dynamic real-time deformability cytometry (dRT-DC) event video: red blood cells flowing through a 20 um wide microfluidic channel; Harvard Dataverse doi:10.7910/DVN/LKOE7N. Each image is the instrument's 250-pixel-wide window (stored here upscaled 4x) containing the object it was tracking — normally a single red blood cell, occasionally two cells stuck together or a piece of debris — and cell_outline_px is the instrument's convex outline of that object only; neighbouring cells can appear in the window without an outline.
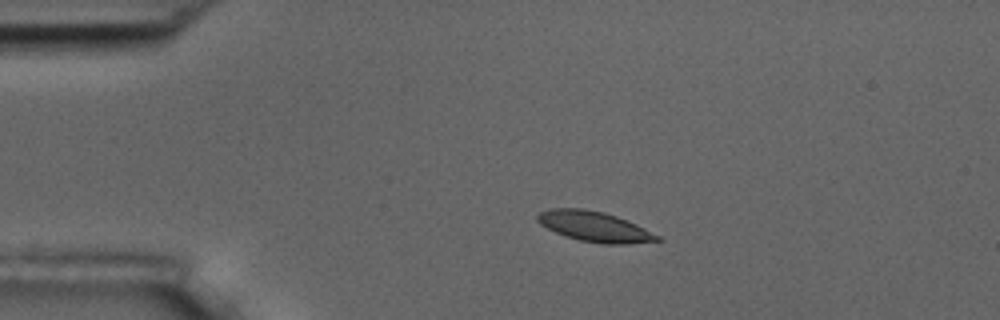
{"species": "common noctule bat (a hibernating species)", "species_latin": "Nyctalus noctula", "temperature_condition": "room temperature", "stored_images_in_passage": 5, "camera_frame_rate_fps": 3000, "um_per_image_px": 0.085, "animal": {"sex": "male", "body_mass_g": 17.5, "forearm_length_mm": 52.3}, "frame": {"image": 1, "passage_image": 3, "time_ms": 2.333, "image_size_px": [1000, 320], "cell_outline_px": [[664, 240], [628, 244], [600, 244], [580, 240], [564, 236], [540, 224], [536, 220], [536, 216], [540, 212], [552, 208], [584, 208], [604, 212], [616, 216], [636, 224], [660, 236]], "centroid_in_image_um": [50.54, 19.26], "position_along_channel_um": 34.5, "area_um2": 21.15}}
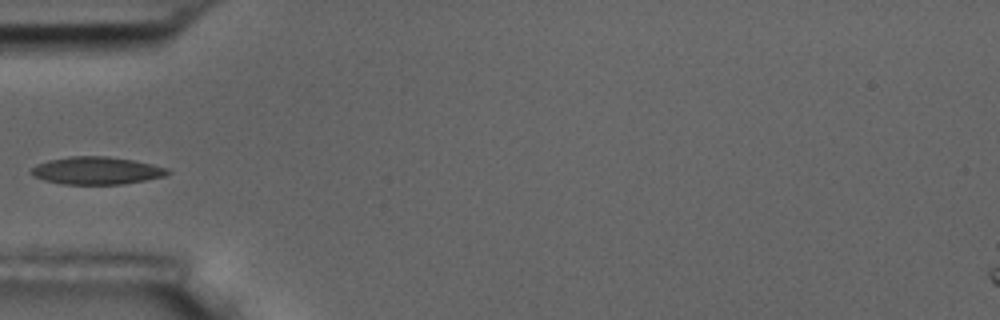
{"frame": {"image": 2, "passage_image": 5, "time_ms": 4.667, "image_size_px": [1000, 320], "cell_outline_px": [[172, 172], [164, 176], [124, 184], [64, 184], [44, 180], [32, 176], [28, 172], [36, 164], [48, 160], [68, 156], [108, 156], [132, 160], [152, 164], [168, 168]], "centroid_in_image_um": [8.18, 14.49], "position_along_channel_um": 76.8, "area_um2": 22.02}}